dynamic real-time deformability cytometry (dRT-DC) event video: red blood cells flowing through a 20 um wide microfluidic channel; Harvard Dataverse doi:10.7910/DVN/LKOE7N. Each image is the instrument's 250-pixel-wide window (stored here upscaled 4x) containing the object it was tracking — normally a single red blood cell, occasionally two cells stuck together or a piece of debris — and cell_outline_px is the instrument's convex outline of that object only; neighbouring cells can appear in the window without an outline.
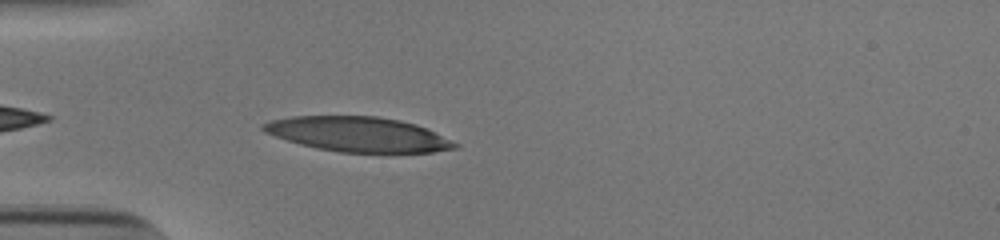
{"species": "human", "species_latin": "Homo sapiens", "temperature_condition": "cold", "stored_images_in_passage": 30, "camera_frame_rate_fps": 3000, "um_per_image_px": 0.085, "donor": {"sex": "male"}, "frame": {"image": 1, "passage_image": 2, "time_ms": 0.333, "image_size_px": [1000, 240], "cell_outline_px": [[460, 148], [432, 152], [340, 152], [316, 148], [300, 144], [264, 132], [260, 128], [260, 124], [268, 120], [292, 116], [376, 116], [400, 120], [416, 124], [460, 144]], "centroid_in_image_um": [30.42, 11.41], "position_along_channel_um": 54.6, "area_um2": 38.84}}
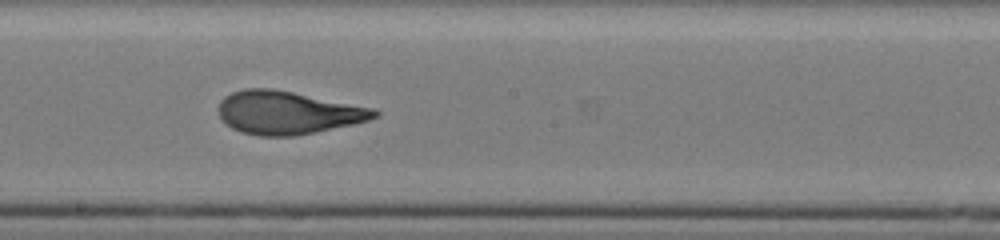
{"frame": {"image": 2, "passage_image": 16, "time_ms": 5.0, "image_size_px": [1000, 240], "cell_outline_px": [[380, 116], [368, 120], [352, 124], [316, 132], [296, 136], [260, 136], [240, 132], [224, 124], [216, 108], [220, 100], [224, 96], [232, 92], [244, 88], [272, 88], [372, 108], [380, 112]], "centroid_in_image_um": [24.39, 9.58], "position_along_channel_um": 223.8, "area_um2": 39.19}}
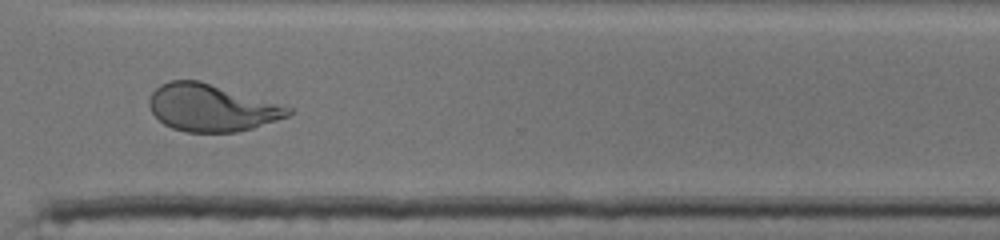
{"frame": {"image": 3, "passage_image": 26, "time_ms": 8.333, "image_size_px": [1000, 240], "cell_outline_px": [[292, 112], [288, 116], [252, 128], [236, 132], [184, 132], [172, 128], [164, 124], [152, 112], [148, 104], [148, 100], [152, 92], [160, 84], [172, 80], [200, 80], [292, 108]], "centroid_in_image_um": [17.93, 9.16], "position_along_channel_um": 352.7, "area_um2": 37.92}, "authors_computed_cell_mechanics": {"area_um2": 38.8994, "velocity_mm_per_s": 3.8602, "shape_relaxation_time_tau1_ms": 7.0244, "shape_relaxation_time_tau2_ms": 1.1602, "deformation_change_tau1": 0.2855, "deformation_change_tau2": 0.095}}